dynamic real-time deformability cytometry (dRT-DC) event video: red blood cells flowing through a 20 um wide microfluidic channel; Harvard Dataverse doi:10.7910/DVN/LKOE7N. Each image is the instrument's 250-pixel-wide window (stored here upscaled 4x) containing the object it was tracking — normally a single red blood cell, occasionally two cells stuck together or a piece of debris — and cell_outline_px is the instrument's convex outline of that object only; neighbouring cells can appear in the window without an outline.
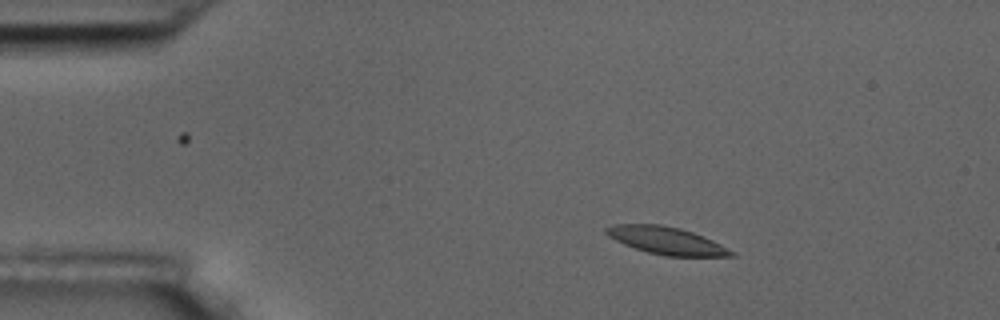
{"species": "common noctule bat (a hibernating species)", "species_latin": "Nyctalus noctula", "temperature_condition": "room temperature", "stored_images_in_passage": 48, "camera_frame_rate_fps": 3000, "um_per_image_px": 0.085, "animal": {"sex": "male", "body_mass_g": 17.5, "forearm_length_mm": 52.3}, "frame": {"image": 1, "passage_image": 1, "time_ms": 0.0, "image_size_px": [1000, 320], "cell_outline_px": [[736, 256], [664, 256], [648, 252], [624, 244], [608, 236], [604, 232], [604, 228], [612, 224], [660, 224], [680, 228], [704, 236], [736, 252]], "centroid_in_image_um": [56.64, 20.44], "position_along_channel_um": 28.4, "area_um2": 20.0}}
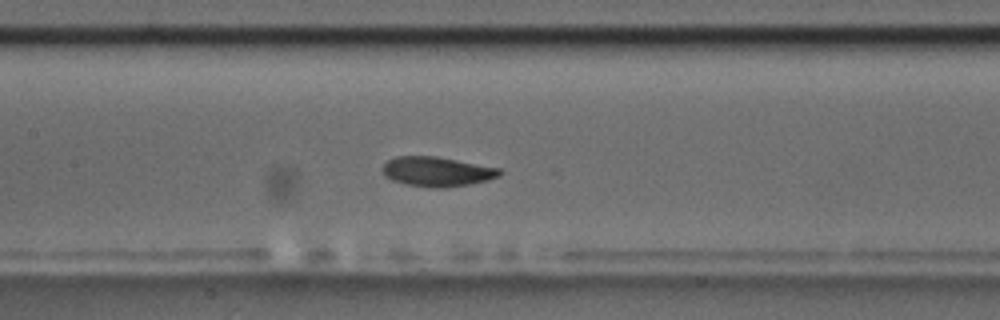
{"frame": {"image": 2, "passage_image": 18, "time_ms": 5.667, "image_size_px": [1000, 320], "cell_outline_px": [[504, 172], [500, 176], [488, 180], [448, 188], [428, 188], [408, 184], [392, 180], [384, 176], [380, 168], [388, 160], [396, 156], [436, 156], [500, 168]], "centroid_in_image_um": [37.14, 14.59], "position_along_channel_um": 170.3, "area_um2": 20.46}}
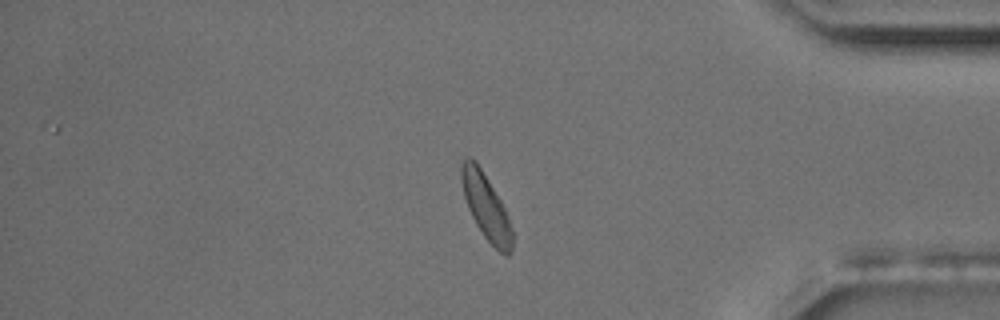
{"frame": {"image": 3, "passage_image": 39, "time_ms": 12.667, "image_size_px": [1000, 320], "cell_outline_px": [[512, 252], [508, 256], [504, 256], [484, 236], [476, 224], [468, 208], [464, 196], [460, 180], [460, 164], [464, 156], [472, 156], [476, 160], [500, 200], [504, 208], [512, 232]], "centroid_in_image_um": [41.26, 17.51], "position_along_channel_um": 393.9, "area_um2": 19.31}, "authors_computed_cell_mechanics": {"area_um2": 20.2011, "velocity_mm_per_s": 3.5778, "shape_relaxation_time_tau1_ms": 3.6241, "shape_relaxation_time_tau2_ms": 4.687, "deformation_change_tau1": 0.112, "deformation_change_tau2": 0.0993}}